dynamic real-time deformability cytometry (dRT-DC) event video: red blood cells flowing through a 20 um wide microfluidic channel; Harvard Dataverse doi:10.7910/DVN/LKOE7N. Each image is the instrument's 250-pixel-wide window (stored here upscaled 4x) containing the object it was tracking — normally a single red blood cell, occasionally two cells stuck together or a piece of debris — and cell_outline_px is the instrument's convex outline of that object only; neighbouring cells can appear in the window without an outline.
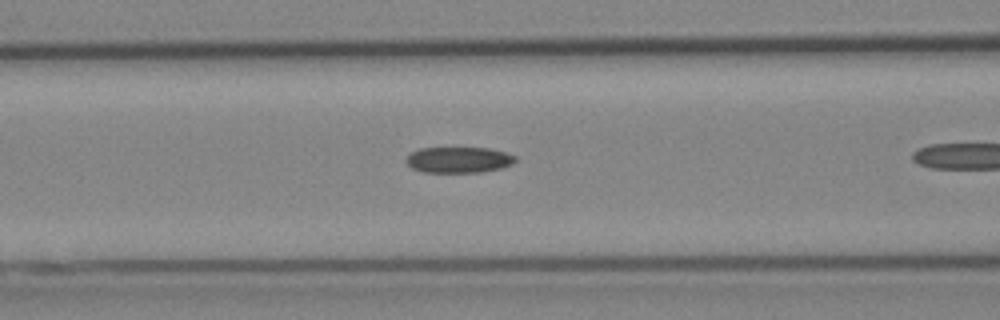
{"species": "Egyptian fruit bat (a non-hibernating species)", "species_latin": "Rousettus aegyptiacus", "temperature_condition": "cold", "stored_images_in_passage": 19, "camera_frame_rate_fps": 3000, "um_per_image_px": 0.085, "animal": {"sex": "female"}, "frame": {"image": 1, "passage_image": 8, "time_ms": 2.333, "image_size_px": [1000, 320], "cell_outline_px": [[516, 160], [512, 164], [500, 168], [480, 172], [424, 172], [412, 168], [404, 160], [412, 152], [420, 148], [488, 148], [504, 152], [516, 156]], "centroid_in_image_um": [38.98, 13.58], "position_along_channel_um": 127.6, "area_um2": 16.36}}